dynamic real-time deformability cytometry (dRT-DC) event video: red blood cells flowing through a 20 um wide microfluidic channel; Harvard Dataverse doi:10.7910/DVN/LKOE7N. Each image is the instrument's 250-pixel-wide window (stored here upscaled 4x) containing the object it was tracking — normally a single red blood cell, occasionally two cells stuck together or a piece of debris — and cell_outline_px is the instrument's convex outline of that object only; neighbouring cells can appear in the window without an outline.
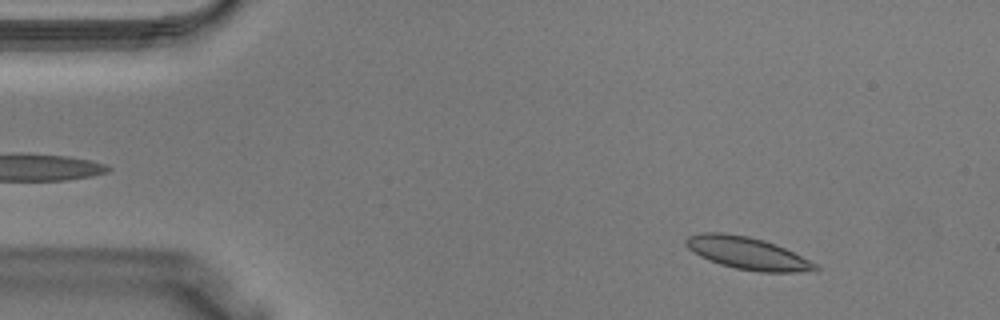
{"species": "Egyptian fruit bat (a non-hibernating species)", "species_latin": "Rousettus aegyptiacus", "temperature_condition": "warm", "stored_images_in_passage": 38, "camera_frame_rate_fps": 3000, "um_per_image_px": 0.085, "animal": {"sex": "male"}, "frame": {"image": 1, "passage_image": 4, "time_ms": 1.0, "image_size_px": [1000, 320], "cell_outline_px": [[820, 268], [796, 272], [760, 272], [736, 268], [720, 264], [708, 260], [700, 256], [688, 248], [684, 244], [684, 240], [688, 236], [704, 232], [720, 232], [748, 236], [764, 240], [776, 244], [816, 264]], "centroid_in_image_um": [63.46, 21.51], "position_along_channel_um": 21.5, "area_um2": 24.04}}
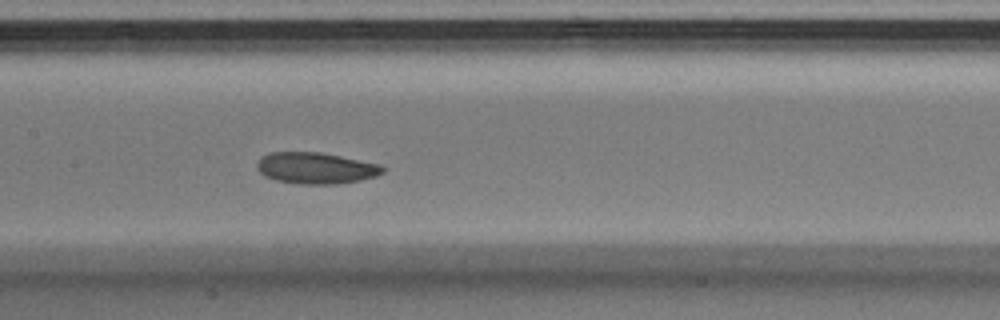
{"frame": {"image": 2, "passage_image": 18, "time_ms": 5.667, "image_size_px": [1000, 320], "cell_outline_px": [[384, 172], [376, 176], [360, 180], [332, 184], [304, 184], [276, 180], [264, 176], [256, 168], [256, 164], [268, 152], [320, 152], [380, 164], [384, 168]], "centroid_in_image_um": [26.84, 14.28], "position_along_channel_um": 180.6, "area_um2": 22.77}}
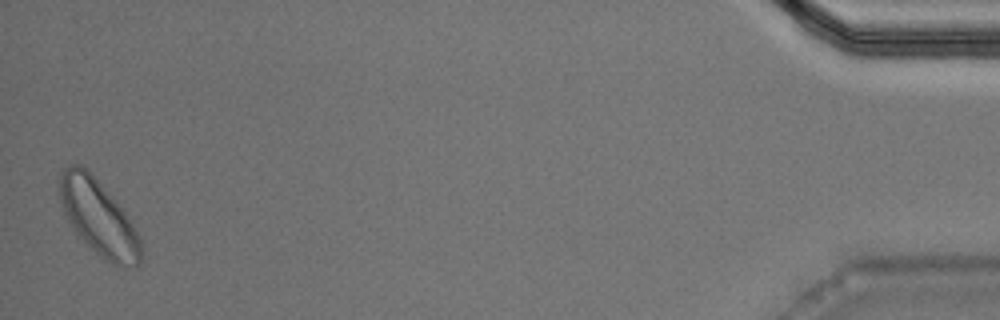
{"frame": {"image": 3, "passage_image": 38, "time_ms": 12.333, "image_size_px": [1000, 320], "cell_outline_px": [[140, 264], [136, 268], [120, 268], [104, 260], [76, 232], [68, 220], [64, 212], [60, 200], [56, 184], [56, 180], [64, 168], [72, 164], [80, 164], [100, 184], [124, 212], [136, 232], [140, 240]], "centroid_in_image_um": [8.33, 18.51], "position_along_channel_um": 426.9, "area_um2": 35.08}}